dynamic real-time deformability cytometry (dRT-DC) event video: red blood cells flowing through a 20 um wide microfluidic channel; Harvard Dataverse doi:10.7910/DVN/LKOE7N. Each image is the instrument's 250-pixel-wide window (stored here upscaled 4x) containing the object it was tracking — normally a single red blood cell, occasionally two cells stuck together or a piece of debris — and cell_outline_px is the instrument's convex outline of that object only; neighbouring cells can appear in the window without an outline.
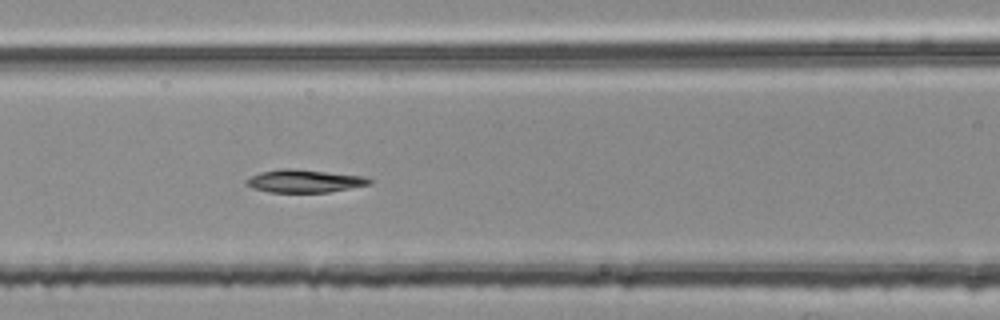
{"species": "common noctule bat (a hibernating species)", "species_latin": "Nyctalus noctula", "temperature_condition": "room temperature", "stored_images_in_passage": 49, "segment_of_instrument_passage": [2, 2], "camera_frame_rate_fps": 3000, "um_per_image_px": 0.085, "animal": {"sex": "female", "body_mass_g": 25.1}, "frame": {"image": 1, "passage_image": 18, "time_ms": 5.667, "image_size_px": [1000, 320], "cell_outline_px": [[372, 184], [328, 192], [268, 192], [252, 188], [244, 184], [244, 180], [260, 172], [280, 168], [292, 168], [364, 176], [372, 180]], "centroid_in_image_um": [25.84, 15.38], "position_along_channel_um": 140.8, "area_um2": 16.47}}
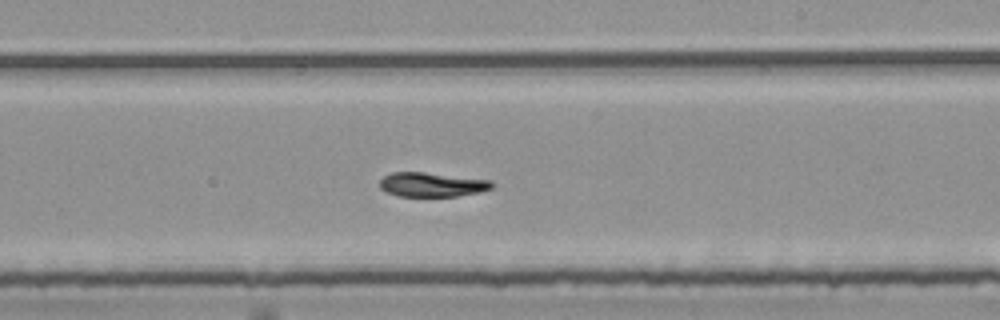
{"frame": {"image": 2, "passage_image": 27, "time_ms": 8.667, "image_size_px": [1000, 320], "cell_outline_px": [[496, 184], [492, 188], [480, 192], [456, 196], [396, 196], [380, 188], [380, 180], [384, 176], [392, 172], [424, 172], [492, 180]], "centroid_in_image_um": [36.74, 15.69], "position_along_channel_um": 252.3, "area_um2": 15.95}}
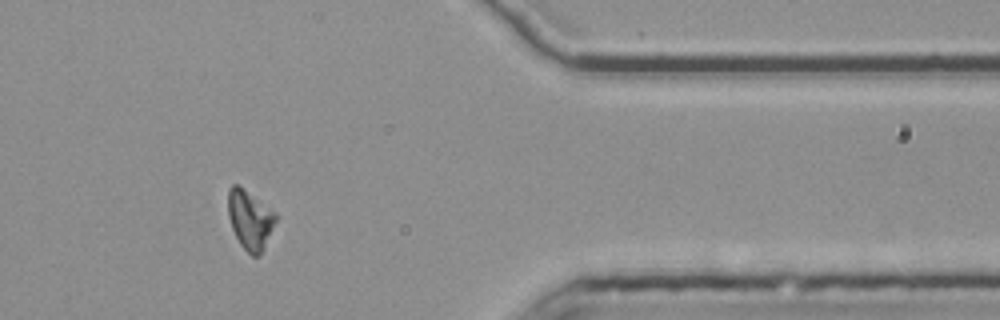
{"frame": {"image": 3, "passage_image": 40, "time_ms": 13.0, "image_size_px": [1000, 320], "cell_outline_px": [[280, 216], [260, 256], [252, 256], [240, 244], [232, 228], [228, 216], [228, 188], [232, 184], [236, 184], [276, 212]], "centroid_in_image_um": [21.28, 18.69], "position_along_channel_um": 390.1, "area_um2": 16.53}}